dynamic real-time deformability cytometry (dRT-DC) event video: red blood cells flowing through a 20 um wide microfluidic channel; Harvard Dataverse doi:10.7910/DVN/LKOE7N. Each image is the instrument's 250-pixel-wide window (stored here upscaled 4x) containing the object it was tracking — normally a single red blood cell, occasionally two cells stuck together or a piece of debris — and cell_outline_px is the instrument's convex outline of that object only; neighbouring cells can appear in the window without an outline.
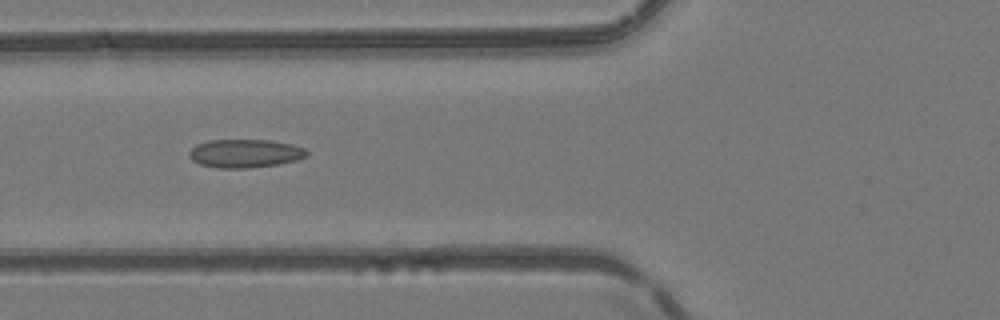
{"species": "common noctule bat (a hibernating species)", "species_latin": "Nyctalus noctula", "temperature_condition": "room temperature", "stored_images_in_passage": 6, "camera_frame_rate_fps": 3000, "um_per_image_px": 0.085, "animal": {"sex": "female", "body_mass_g": 24.6, "forearm_length_mm": 56.2}, "frame": {"image": 1, "passage_image": 6, "time_ms": 6.333, "image_size_px": [1000, 320], "cell_outline_px": [[308, 156], [296, 160], [280, 164], [248, 168], [216, 168], [200, 164], [192, 160], [188, 156], [188, 152], [196, 144], [208, 140], [272, 140], [292, 144], [304, 148], [308, 152]], "centroid_in_image_um": [20.82, 13.04], "position_along_channel_um": 105.0, "area_um2": 19.65}}